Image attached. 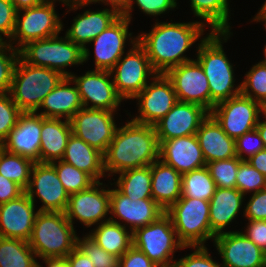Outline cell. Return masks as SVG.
<instances>
[{
	"mask_svg": "<svg viewBox=\"0 0 266 267\" xmlns=\"http://www.w3.org/2000/svg\"><path fill=\"white\" fill-rule=\"evenodd\" d=\"M133 245L160 267H174V253L184 250L170 217L164 213L151 224L132 233Z\"/></svg>",
	"mask_w": 266,
	"mask_h": 267,
	"instance_id": "8",
	"label": "cell"
},
{
	"mask_svg": "<svg viewBox=\"0 0 266 267\" xmlns=\"http://www.w3.org/2000/svg\"><path fill=\"white\" fill-rule=\"evenodd\" d=\"M244 76L241 81V94L266 109V64L262 61L255 63Z\"/></svg>",
	"mask_w": 266,
	"mask_h": 267,
	"instance_id": "38",
	"label": "cell"
},
{
	"mask_svg": "<svg viewBox=\"0 0 266 267\" xmlns=\"http://www.w3.org/2000/svg\"><path fill=\"white\" fill-rule=\"evenodd\" d=\"M251 22H266V0Z\"/></svg>",
	"mask_w": 266,
	"mask_h": 267,
	"instance_id": "59",
	"label": "cell"
},
{
	"mask_svg": "<svg viewBox=\"0 0 266 267\" xmlns=\"http://www.w3.org/2000/svg\"><path fill=\"white\" fill-rule=\"evenodd\" d=\"M82 108L83 104L77 86L70 77H64L44 98L36 113L44 118H63L70 121L75 113Z\"/></svg>",
	"mask_w": 266,
	"mask_h": 267,
	"instance_id": "26",
	"label": "cell"
},
{
	"mask_svg": "<svg viewBox=\"0 0 266 267\" xmlns=\"http://www.w3.org/2000/svg\"><path fill=\"white\" fill-rule=\"evenodd\" d=\"M55 5L51 2H41L34 7L18 10L14 32L8 43L19 51L29 42L60 34L64 23L57 14Z\"/></svg>",
	"mask_w": 266,
	"mask_h": 267,
	"instance_id": "9",
	"label": "cell"
},
{
	"mask_svg": "<svg viewBox=\"0 0 266 267\" xmlns=\"http://www.w3.org/2000/svg\"><path fill=\"white\" fill-rule=\"evenodd\" d=\"M116 112L83 107L70 119L72 134L104 154L118 128Z\"/></svg>",
	"mask_w": 266,
	"mask_h": 267,
	"instance_id": "13",
	"label": "cell"
},
{
	"mask_svg": "<svg viewBox=\"0 0 266 267\" xmlns=\"http://www.w3.org/2000/svg\"><path fill=\"white\" fill-rule=\"evenodd\" d=\"M26 192L0 205V237L28 241L38 213Z\"/></svg>",
	"mask_w": 266,
	"mask_h": 267,
	"instance_id": "23",
	"label": "cell"
},
{
	"mask_svg": "<svg viewBox=\"0 0 266 267\" xmlns=\"http://www.w3.org/2000/svg\"><path fill=\"white\" fill-rule=\"evenodd\" d=\"M85 233L106 252L121 257L132 245V232L121 224L106 221Z\"/></svg>",
	"mask_w": 266,
	"mask_h": 267,
	"instance_id": "32",
	"label": "cell"
},
{
	"mask_svg": "<svg viewBox=\"0 0 266 267\" xmlns=\"http://www.w3.org/2000/svg\"><path fill=\"white\" fill-rule=\"evenodd\" d=\"M266 109L258 102L242 94L216 104L210 114L223 131L233 139L257 127Z\"/></svg>",
	"mask_w": 266,
	"mask_h": 267,
	"instance_id": "11",
	"label": "cell"
},
{
	"mask_svg": "<svg viewBox=\"0 0 266 267\" xmlns=\"http://www.w3.org/2000/svg\"><path fill=\"white\" fill-rule=\"evenodd\" d=\"M41 133L42 116L36 112H22L2 146L10 153L40 162Z\"/></svg>",
	"mask_w": 266,
	"mask_h": 267,
	"instance_id": "22",
	"label": "cell"
},
{
	"mask_svg": "<svg viewBox=\"0 0 266 267\" xmlns=\"http://www.w3.org/2000/svg\"><path fill=\"white\" fill-rule=\"evenodd\" d=\"M34 163L33 160L10 153L4 148L0 151V174L14 181L24 190L29 186Z\"/></svg>",
	"mask_w": 266,
	"mask_h": 267,
	"instance_id": "36",
	"label": "cell"
},
{
	"mask_svg": "<svg viewBox=\"0 0 266 267\" xmlns=\"http://www.w3.org/2000/svg\"><path fill=\"white\" fill-rule=\"evenodd\" d=\"M10 1L13 3L17 11L25 8H31L41 3L40 0H10Z\"/></svg>",
	"mask_w": 266,
	"mask_h": 267,
	"instance_id": "57",
	"label": "cell"
},
{
	"mask_svg": "<svg viewBox=\"0 0 266 267\" xmlns=\"http://www.w3.org/2000/svg\"><path fill=\"white\" fill-rule=\"evenodd\" d=\"M214 246L223 267H266V254L241 231L215 236Z\"/></svg>",
	"mask_w": 266,
	"mask_h": 267,
	"instance_id": "20",
	"label": "cell"
},
{
	"mask_svg": "<svg viewBox=\"0 0 266 267\" xmlns=\"http://www.w3.org/2000/svg\"><path fill=\"white\" fill-rule=\"evenodd\" d=\"M193 15L210 31H231L229 0H189Z\"/></svg>",
	"mask_w": 266,
	"mask_h": 267,
	"instance_id": "34",
	"label": "cell"
},
{
	"mask_svg": "<svg viewBox=\"0 0 266 267\" xmlns=\"http://www.w3.org/2000/svg\"><path fill=\"white\" fill-rule=\"evenodd\" d=\"M118 179L112 178L114 183H110L111 187L115 186L121 193L132 200L152 199L151 190V165L139 168L127 169L117 173Z\"/></svg>",
	"mask_w": 266,
	"mask_h": 267,
	"instance_id": "33",
	"label": "cell"
},
{
	"mask_svg": "<svg viewBox=\"0 0 266 267\" xmlns=\"http://www.w3.org/2000/svg\"><path fill=\"white\" fill-rule=\"evenodd\" d=\"M119 267H160L132 245L121 257Z\"/></svg>",
	"mask_w": 266,
	"mask_h": 267,
	"instance_id": "51",
	"label": "cell"
},
{
	"mask_svg": "<svg viewBox=\"0 0 266 267\" xmlns=\"http://www.w3.org/2000/svg\"><path fill=\"white\" fill-rule=\"evenodd\" d=\"M264 118L265 120H262ZM260 117L258 124H257V131L263 141L264 147L266 149V112L263 114V117ZM262 120V121H261Z\"/></svg>",
	"mask_w": 266,
	"mask_h": 267,
	"instance_id": "58",
	"label": "cell"
},
{
	"mask_svg": "<svg viewBox=\"0 0 266 267\" xmlns=\"http://www.w3.org/2000/svg\"><path fill=\"white\" fill-rule=\"evenodd\" d=\"M216 184L212 179L208 168L193 170L182 174V195L210 201L216 191Z\"/></svg>",
	"mask_w": 266,
	"mask_h": 267,
	"instance_id": "37",
	"label": "cell"
},
{
	"mask_svg": "<svg viewBox=\"0 0 266 267\" xmlns=\"http://www.w3.org/2000/svg\"><path fill=\"white\" fill-rule=\"evenodd\" d=\"M231 35L233 32L230 31H209L196 47V60L202 66L210 88L211 110L216 104L241 94V82L237 86L235 84V65L230 62L223 48Z\"/></svg>",
	"mask_w": 266,
	"mask_h": 267,
	"instance_id": "3",
	"label": "cell"
},
{
	"mask_svg": "<svg viewBox=\"0 0 266 267\" xmlns=\"http://www.w3.org/2000/svg\"><path fill=\"white\" fill-rule=\"evenodd\" d=\"M41 2H51V3H56L59 1V3H63L64 6H68L72 3H74L76 0H40Z\"/></svg>",
	"mask_w": 266,
	"mask_h": 267,
	"instance_id": "60",
	"label": "cell"
},
{
	"mask_svg": "<svg viewBox=\"0 0 266 267\" xmlns=\"http://www.w3.org/2000/svg\"><path fill=\"white\" fill-rule=\"evenodd\" d=\"M236 188L244 195L266 189V177L252 167L247 160H242L236 175Z\"/></svg>",
	"mask_w": 266,
	"mask_h": 267,
	"instance_id": "41",
	"label": "cell"
},
{
	"mask_svg": "<svg viewBox=\"0 0 266 267\" xmlns=\"http://www.w3.org/2000/svg\"><path fill=\"white\" fill-rule=\"evenodd\" d=\"M65 190L70 194L88 189L95 181L86 173L62 160L51 162Z\"/></svg>",
	"mask_w": 266,
	"mask_h": 267,
	"instance_id": "39",
	"label": "cell"
},
{
	"mask_svg": "<svg viewBox=\"0 0 266 267\" xmlns=\"http://www.w3.org/2000/svg\"><path fill=\"white\" fill-rule=\"evenodd\" d=\"M241 232L266 254V220H248Z\"/></svg>",
	"mask_w": 266,
	"mask_h": 267,
	"instance_id": "50",
	"label": "cell"
},
{
	"mask_svg": "<svg viewBox=\"0 0 266 267\" xmlns=\"http://www.w3.org/2000/svg\"><path fill=\"white\" fill-rule=\"evenodd\" d=\"M241 161L236 156L206 164L217 188H236V175Z\"/></svg>",
	"mask_w": 266,
	"mask_h": 267,
	"instance_id": "40",
	"label": "cell"
},
{
	"mask_svg": "<svg viewBox=\"0 0 266 267\" xmlns=\"http://www.w3.org/2000/svg\"><path fill=\"white\" fill-rule=\"evenodd\" d=\"M110 72L116 91L125 102L133 100L157 75L144 48L137 41Z\"/></svg>",
	"mask_w": 266,
	"mask_h": 267,
	"instance_id": "10",
	"label": "cell"
},
{
	"mask_svg": "<svg viewBox=\"0 0 266 267\" xmlns=\"http://www.w3.org/2000/svg\"><path fill=\"white\" fill-rule=\"evenodd\" d=\"M247 162L266 177V149L251 156Z\"/></svg>",
	"mask_w": 266,
	"mask_h": 267,
	"instance_id": "55",
	"label": "cell"
},
{
	"mask_svg": "<svg viewBox=\"0 0 266 267\" xmlns=\"http://www.w3.org/2000/svg\"><path fill=\"white\" fill-rule=\"evenodd\" d=\"M109 208L110 221L119 223L125 228L128 227L132 233L156 221L165 213V210L153 199L134 201L121 193L116 187L110 189Z\"/></svg>",
	"mask_w": 266,
	"mask_h": 267,
	"instance_id": "18",
	"label": "cell"
},
{
	"mask_svg": "<svg viewBox=\"0 0 266 267\" xmlns=\"http://www.w3.org/2000/svg\"><path fill=\"white\" fill-rule=\"evenodd\" d=\"M134 4L146 14L147 16L158 17L161 14L169 13V11L178 9L177 0H129L127 8L121 13L122 16L132 20V11L134 9Z\"/></svg>",
	"mask_w": 266,
	"mask_h": 267,
	"instance_id": "44",
	"label": "cell"
},
{
	"mask_svg": "<svg viewBox=\"0 0 266 267\" xmlns=\"http://www.w3.org/2000/svg\"><path fill=\"white\" fill-rule=\"evenodd\" d=\"M37 262L28 241L0 237V267H37Z\"/></svg>",
	"mask_w": 266,
	"mask_h": 267,
	"instance_id": "35",
	"label": "cell"
},
{
	"mask_svg": "<svg viewBox=\"0 0 266 267\" xmlns=\"http://www.w3.org/2000/svg\"><path fill=\"white\" fill-rule=\"evenodd\" d=\"M135 99L139 115L129 118L136 123L153 126L178 102L173 84L166 74H157Z\"/></svg>",
	"mask_w": 266,
	"mask_h": 267,
	"instance_id": "14",
	"label": "cell"
},
{
	"mask_svg": "<svg viewBox=\"0 0 266 267\" xmlns=\"http://www.w3.org/2000/svg\"><path fill=\"white\" fill-rule=\"evenodd\" d=\"M25 192L34 204L37 202L36 197L40 199L42 205L37 209L39 212H65L67 208L69 193L51 163H34Z\"/></svg>",
	"mask_w": 266,
	"mask_h": 267,
	"instance_id": "16",
	"label": "cell"
},
{
	"mask_svg": "<svg viewBox=\"0 0 266 267\" xmlns=\"http://www.w3.org/2000/svg\"><path fill=\"white\" fill-rule=\"evenodd\" d=\"M157 20L149 33L137 35V42L144 48L155 72L166 74L171 68L194 60L184 54L209 33L204 36L206 26L198 20L186 23Z\"/></svg>",
	"mask_w": 266,
	"mask_h": 267,
	"instance_id": "1",
	"label": "cell"
},
{
	"mask_svg": "<svg viewBox=\"0 0 266 267\" xmlns=\"http://www.w3.org/2000/svg\"><path fill=\"white\" fill-rule=\"evenodd\" d=\"M235 145L236 155L241 160H248L251 156L265 149L263 141L256 128L238 137L235 140Z\"/></svg>",
	"mask_w": 266,
	"mask_h": 267,
	"instance_id": "47",
	"label": "cell"
},
{
	"mask_svg": "<svg viewBox=\"0 0 266 267\" xmlns=\"http://www.w3.org/2000/svg\"><path fill=\"white\" fill-rule=\"evenodd\" d=\"M84 10L82 14L76 15L70 28L65 32L69 40L80 45L84 49V63L90 60V49L86 46L102 33L121 14L115 8H103L96 11Z\"/></svg>",
	"mask_w": 266,
	"mask_h": 267,
	"instance_id": "25",
	"label": "cell"
},
{
	"mask_svg": "<svg viewBox=\"0 0 266 267\" xmlns=\"http://www.w3.org/2000/svg\"><path fill=\"white\" fill-rule=\"evenodd\" d=\"M263 53H264V59L261 60L263 63L266 64V44H265V47H264V50H263Z\"/></svg>",
	"mask_w": 266,
	"mask_h": 267,
	"instance_id": "61",
	"label": "cell"
},
{
	"mask_svg": "<svg viewBox=\"0 0 266 267\" xmlns=\"http://www.w3.org/2000/svg\"><path fill=\"white\" fill-rule=\"evenodd\" d=\"M20 58L33 66L45 67L69 77L68 67L84 65V49L72 42L66 35L59 34L32 41L19 50ZM68 70V71H67Z\"/></svg>",
	"mask_w": 266,
	"mask_h": 267,
	"instance_id": "6",
	"label": "cell"
},
{
	"mask_svg": "<svg viewBox=\"0 0 266 267\" xmlns=\"http://www.w3.org/2000/svg\"><path fill=\"white\" fill-rule=\"evenodd\" d=\"M63 78L56 70L33 66L19 58L9 93L22 112H36Z\"/></svg>",
	"mask_w": 266,
	"mask_h": 267,
	"instance_id": "5",
	"label": "cell"
},
{
	"mask_svg": "<svg viewBox=\"0 0 266 267\" xmlns=\"http://www.w3.org/2000/svg\"><path fill=\"white\" fill-rule=\"evenodd\" d=\"M110 188L96 181L88 189L70 194L65 210L66 218L73 226L79 220L87 228L109 221Z\"/></svg>",
	"mask_w": 266,
	"mask_h": 267,
	"instance_id": "12",
	"label": "cell"
},
{
	"mask_svg": "<svg viewBox=\"0 0 266 267\" xmlns=\"http://www.w3.org/2000/svg\"><path fill=\"white\" fill-rule=\"evenodd\" d=\"M19 58L20 54L17 49L6 41H0V93L10 91Z\"/></svg>",
	"mask_w": 266,
	"mask_h": 267,
	"instance_id": "42",
	"label": "cell"
},
{
	"mask_svg": "<svg viewBox=\"0 0 266 267\" xmlns=\"http://www.w3.org/2000/svg\"><path fill=\"white\" fill-rule=\"evenodd\" d=\"M196 136L206 164L236 157L235 139L230 138L209 114L200 124Z\"/></svg>",
	"mask_w": 266,
	"mask_h": 267,
	"instance_id": "27",
	"label": "cell"
},
{
	"mask_svg": "<svg viewBox=\"0 0 266 267\" xmlns=\"http://www.w3.org/2000/svg\"><path fill=\"white\" fill-rule=\"evenodd\" d=\"M209 114L200 105L178 101L154 124L158 141L196 134L200 124Z\"/></svg>",
	"mask_w": 266,
	"mask_h": 267,
	"instance_id": "21",
	"label": "cell"
},
{
	"mask_svg": "<svg viewBox=\"0 0 266 267\" xmlns=\"http://www.w3.org/2000/svg\"><path fill=\"white\" fill-rule=\"evenodd\" d=\"M130 23L128 18L120 15L91 41L94 46L95 69L110 71L125 53L127 41L129 40L130 47L137 41V36H132L134 33L128 30Z\"/></svg>",
	"mask_w": 266,
	"mask_h": 267,
	"instance_id": "19",
	"label": "cell"
},
{
	"mask_svg": "<svg viewBox=\"0 0 266 267\" xmlns=\"http://www.w3.org/2000/svg\"><path fill=\"white\" fill-rule=\"evenodd\" d=\"M245 198L237 188H216L209 201L210 227L214 236L227 232L225 228L238 217Z\"/></svg>",
	"mask_w": 266,
	"mask_h": 267,
	"instance_id": "28",
	"label": "cell"
},
{
	"mask_svg": "<svg viewBox=\"0 0 266 267\" xmlns=\"http://www.w3.org/2000/svg\"><path fill=\"white\" fill-rule=\"evenodd\" d=\"M61 160L86 172L95 182L107 176L104 171L103 153L74 134L70 135Z\"/></svg>",
	"mask_w": 266,
	"mask_h": 267,
	"instance_id": "30",
	"label": "cell"
},
{
	"mask_svg": "<svg viewBox=\"0 0 266 267\" xmlns=\"http://www.w3.org/2000/svg\"><path fill=\"white\" fill-rule=\"evenodd\" d=\"M243 206V217L247 220H266V189L250 194Z\"/></svg>",
	"mask_w": 266,
	"mask_h": 267,
	"instance_id": "49",
	"label": "cell"
},
{
	"mask_svg": "<svg viewBox=\"0 0 266 267\" xmlns=\"http://www.w3.org/2000/svg\"><path fill=\"white\" fill-rule=\"evenodd\" d=\"M70 267H94L90 258L76 247L67 257Z\"/></svg>",
	"mask_w": 266,
	"mask_h": 267,
	"instance_id": "54",
	"label": "cell"
},
{
	"mask_svg": "<svg viewBox=\"0 0 266 267\" xmlns=\"http://www.w3.org/2000/svg\"><path fill=\"white\" fill-rule=\"evenodd\" d=\"M104 4L105 6H109L112 8H115L120 14L127 8L129 4V0H76L74 3L66 6L69 9L66 11V14L69 13L70 11H77L80 8H85L90 4Z\"/></svg>",
	"mask_w": 266,
	"mask_h": 267,
	"instance_id": "52",
	"label": "cell"
},
{
	"mask_svg": "<svg viewBox=\"0 0 266 267\" xmlns=\"http://www.w3.org/2000/svg\"><path fill=\"white\" fill-rule=\"evenodd\" d=\"M77 237V247L92 261L94 267H119L120 257L106 252L87 235Z\"/></svg>",
	"mask_w": 266,
	"mask_h": 267,
	"instance_id": "43",
	"label": "cell"
},
{
	"mask_svg": "<svg viewBox=\"0 0 266 267\" xmlns=\"http://www.w3.org/2000/svg\"><path fill=\"white\" fill-rule=\"evenodd\" d=\"M46 264V267H70L66 257L44 258L40 259ZM37 262V267H43Z\"/></svg>",
	"mask_w": 266,
	"mask_h": 267,
	"instance_id": "56",
	"label": "cell"
},
{
	"mask_svg": "<svg viewBox=\"0 0 266 267\" xmlns=\"http://www.w3.org/2000/svg\"><path fill=\"white\" fill-rule=\"evenodd\" d=\"M209 210V201L180 197L165 213L184 246H205L206 241L215 238L211 233Z\"/></svg>",
	"mask_w": 266,
	"mask_h": 267,
	"instance_id": "7",
	"label": "cell"
},
{
	"mask_svg": "<svg viewBox=\"0 0 266 267\" xmlns=\"http://www.w3.org/2000/svg\"><path fill=\"white\" fill-rule=\"evenodd\" d=\"M22 111L13 102L9 92L0 93V143L8 137L10 131L16 126Z\"/></svg>",
	"mask_w": 266,
	"mask_h": 267,
	"instance_id": "45",
	"label": "cell"
},
{
	"mask_svg": "<svg viewBox=\"0 0 266 267\" xmlns=\"http://www.w3.org/2000/svg\"><path fill=\"white\" fill-rule=\"evenodd\" d=\"M24 192L20 185L0 174V205L18 198Z\"/></svg>",
	"mask_w": 266,
	"mask_h": 267,
	"instance_id": "53",
	"label": "cell"
},
{
	"mask_svg": "<svg viewBox=\"0 0 266 267\" xmlns=\"http://www.w3.org/2000/svg\"><path fill=\"white\" fill-rule=\"evenodd\" d=\"M71 134L72 128L70 121L44 118L42 116L40 162L51 163L61 160Z\"/></svg>",
	"mask_w": 266,
	"mask_h": 267,
	"instance_id": "31",
	"label": "cell"
},
{
	"mask_svg": "<svg viewBox=\"0 0 266 267\" xmlns=\"http://www.w3.org/2000/svg\"><path fill=\"white\" fill-rule=\"evenodd\" d=\"M192 253L175 260L174 267H223L220 262L212 259L209 249L205 246H188Z\"/></svg>",
	"mask_w": 266,
	"mask_h": 267,
	"instance_id": "46",
	"label": "cell"
},
{
	"mask_svg": "<svg viewBox=\"0 0 266 267\" xmlns=\"http://www.w3.org/2000/svg\"><path fill=\"white\" fill-rule=\"evenodd\" d=\"M69 77L77 86L84 108L118 111L124 101L117 93L108 70L92 69L82 76L72 73Z\"/></svg>",
	"mask_w": 266,
	"mask_h": 267,
	"instance_id": "15",
	"label": "cell"
},
{
	"mask_svg": "<svg viewBox=\"0 0 266 267\" xmlns=\"http://www.w3.org/2000/svg\"><path fill=\"white\" fill-rule=\"evenodd\" d=\"M16 13L17 10L10 0H0V41L8 42L11 39L15 28Z\"/></svg>",
	"mask_w": 266,
	"mask_h": 267,
	"instance_id": "48",
	"label": "cell"
},
{
	"mask_svg": "<svg viewBox=\"0 0 266 267\" xmlns=\"http://www.w3.org/2000/svg\"><path fill=\"white\" fill-rule=\"evenodd\" d=\"M166 76L173 84L178 101L197 104L211 112L208 80L196 59L171 68Z\"/></svg>",
	"mask_w": 266,
	"mask_h": 267,
	"instance_id": "17",
	"label": "cell"
},
{
	"mask_svg": "<svg viewBox=\"0 0 266 267\" xmlns=\"http://www.w3.org/2000/svg\"><path fill=\"white\" fill-rule=\"evenodd\" d=\"M152 199L167 210L182 195V174L160 159L151 164Z\"/></svg>",
	"mask_w": 266,
	"mask_h": 267,
	"instance_id": "29",
	"label": "cell"
},
{
	"mask_svg": "<svg viewBox=\"0 0 266 267\" xmlns=\"http://www.w3.org/2000/svg\"><path fill=\"white\" fill-rule=\"evenodd\" d=\"M103 156L108 178L127 169L150 166L159 159V142L154 126L128 119L117 128Z\"/></svg>",
	"mask_w": 266,
	"mask_h": 267,
	"instance_id": "2",
	"label": "cell"
},
{
	"mask_svg": "<svg viewBox=\"0 0 266 267\" xmlns=\"http://www.w3.org/2000/svg\"><path fill=\"white\" fill-rule=\"evenodd\" d=\"M159 142V159L180 174L206 166L196 134Z\"/></svg>",
	"mask_w": 266,
	"mask_h": 267,
	"instance_id": "24",
	"label": "cell"
},
{
	"mask_svg": "<svg viewBox=\"0 0 266 267\" xmlns=\"http://www.w3.org/2000/svg\"><path fill=\"white\" fill-rule=\"evenodd\" d=\"M76 231L65 212L38 211L28 244L39 260L67 257L77 247Z\"/></svg>",
	"mask_w": 266,
	"mask_h": 267,
	"instance_id": "4",
	"label": "cell"
}]
</instances>
